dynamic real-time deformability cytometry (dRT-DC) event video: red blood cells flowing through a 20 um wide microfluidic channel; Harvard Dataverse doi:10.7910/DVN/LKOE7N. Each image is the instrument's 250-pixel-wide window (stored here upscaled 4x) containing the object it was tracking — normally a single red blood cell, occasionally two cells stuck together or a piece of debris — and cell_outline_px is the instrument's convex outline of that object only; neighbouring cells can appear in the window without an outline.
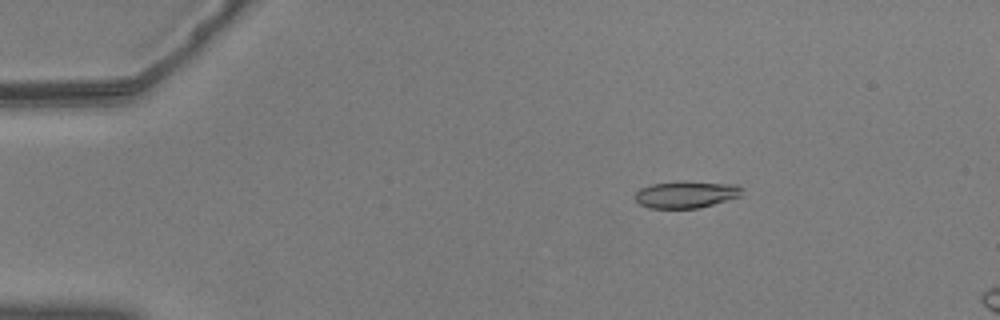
{"species": "common noctule bat (a hibernating species)", "species_latin": "Nyctalus noctula", "temperature_condition": "warm", "stored_images_in_passage": 6, "camera_frame_rate_fps": 3000, "um_per_image_px": 0.085, "animal": {"sex": "male", "body_mass_g": 20.5, "forearm_length_mm": 52.5}, "frame": {"image": 1, "passage_image": 1, "time_ms": 0.0, "image_size_px": [1000, 320], "cell_outline_px": [[740, 196], [700, 208], [648, 208], [640, 204], [632, 196], [640, 188], [652, 184], [736, 184], [740, 188]], "centroid_in_image_um": [58.23, 16.59], "position_along_channel_um": 26.8, "area_um2": 15.72}}